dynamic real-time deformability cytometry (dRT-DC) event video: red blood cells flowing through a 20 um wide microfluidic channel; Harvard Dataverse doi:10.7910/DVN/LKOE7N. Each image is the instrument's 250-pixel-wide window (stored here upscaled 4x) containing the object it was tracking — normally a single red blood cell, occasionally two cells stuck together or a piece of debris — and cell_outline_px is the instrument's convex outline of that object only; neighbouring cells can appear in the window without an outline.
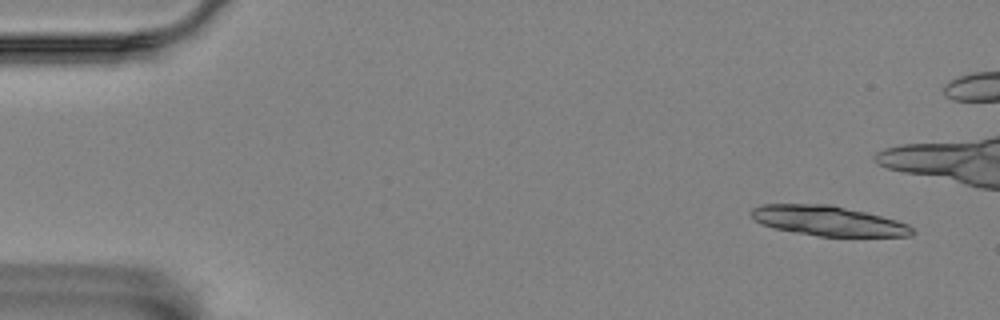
{"species": "Egyptian fruit bat (a non-hibernating species)", "species_latin": "Rousettus aegyptiacus", "temperature_condition": "room temperature", "stored_images_in_passage": 9, "camera_frame_rate_fps": 3000, "um_per_image_px": 0.085, "animal": {"sex": "female"}, "frame": {"image": 1, "passage_image": 1, "time_ms": 0.0, "image_size_px": [1000, 320], "cell_outline_px": [[916, 232], [912, 236], [820, 236], [772, 228], [760, 224], [748, 212], [752, 208], [760, 204], [832, 204], [896, 220], [908, 224]], "centroid_in_image_um": [70.36, 18.76], "position_along_channel_um": 14.6, "area_um2": 28.03}}